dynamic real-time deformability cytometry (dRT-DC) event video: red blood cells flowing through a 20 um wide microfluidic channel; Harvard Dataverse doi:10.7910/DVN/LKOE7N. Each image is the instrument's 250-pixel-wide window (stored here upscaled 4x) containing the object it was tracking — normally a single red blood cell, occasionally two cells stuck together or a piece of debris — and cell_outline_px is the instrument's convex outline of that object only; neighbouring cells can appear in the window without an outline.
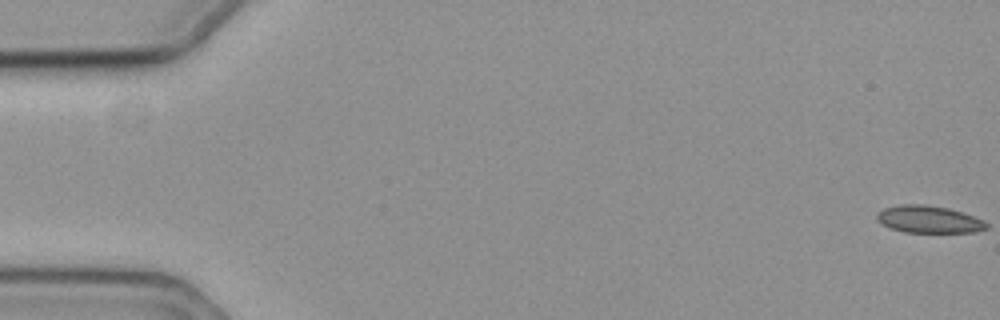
{"species": "common noctule bat (a hibernating species)", "species_latin": "Nyctalus noctula", "temperature_condition": "cold", "stored_images_in_passage": 60, "camera_frame_rate_fps": 3000, "um_per_image_px": 0.085, "animal": {"sex": "female", "body_mass_g": 19.3, "forearm_length_mm": 54.1}, "frame": {"image": 1, "passage_image": 1, "time_ms": 0.0, "image_size_px": [1000, 320], "cell_outline_px": [[976, 228], [960, 232], [916, 232], [896, 228], [888, 224], [896, 208], [936, 208], [956, 212], [964, 216]], "centroid_in_image_um": [79.01, 18.74], "position_along_channel_um": 6.0, "area_um2": 12.08}}
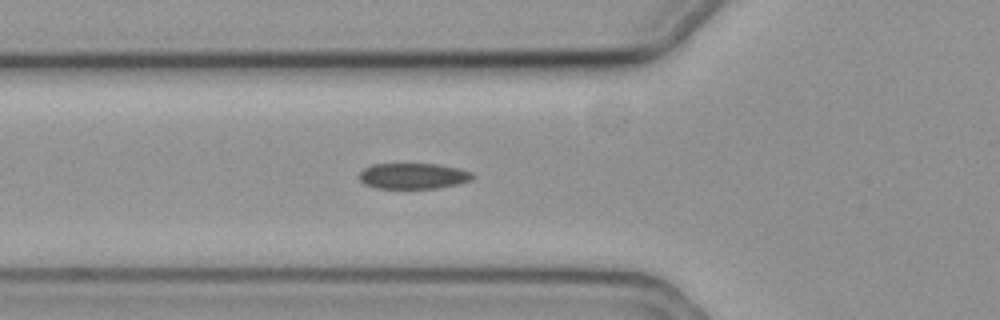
{"frame": {"image": 2, "passage_image": 22, "time_ms": 7.0, "image_size_px": [1000, 320], "cell_outline_px": [[468, 176], [460, 180], [440, 184], [408, 188], [376, 184], [368, 180], [364, 176], [364, 172], [372, 168], [396, 164], [416, 164], [440, 168], [460, 172]], "centroid_in_image_um": [34.98, 14.93], "position_along_channel_um": 90.8, "area_um2": 12.54}}
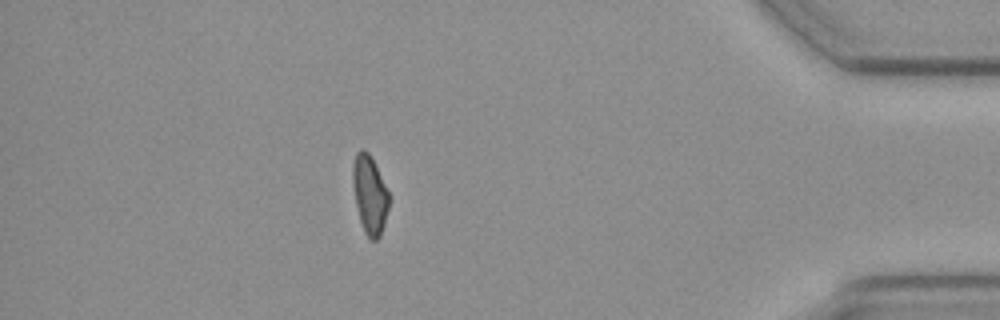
{"frame": {"image": 3, "passage_image": 53, "time_ms": 17.333, "image_size_px": [1000, 320], "cell_outline_px": [[388, 204], [380, 228], [376, 236], [372, 236], [368, 232], [364, 224], [360, 212], [356, 196], [356, 160], [360, 152], [364, 152], [372, 160], [388, 192]], "centroid_in_image_um": [31.49, 16.49], "position_along_channel_um": 403.7, "area_um2": 13.29}}